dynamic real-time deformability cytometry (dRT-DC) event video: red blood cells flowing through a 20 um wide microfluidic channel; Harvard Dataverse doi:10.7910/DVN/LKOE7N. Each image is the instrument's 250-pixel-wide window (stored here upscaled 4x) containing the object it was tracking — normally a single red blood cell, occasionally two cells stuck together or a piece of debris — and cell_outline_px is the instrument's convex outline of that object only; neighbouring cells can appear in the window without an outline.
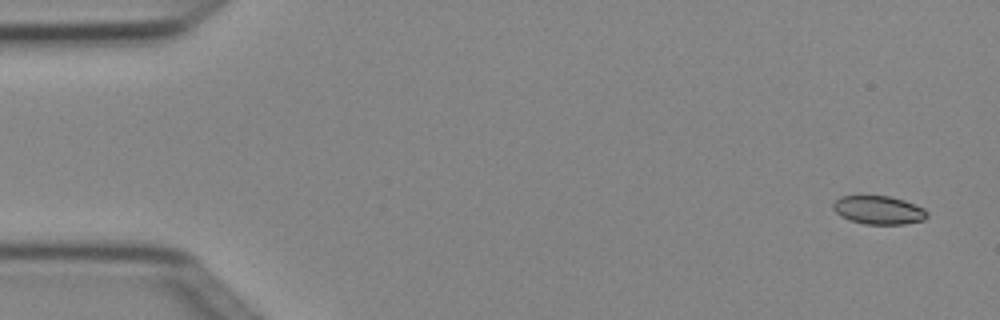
{"species": "Egyptian fruit bat (a non-hibernating species)", "species_latin": "Rousettus aegyptiacus", "temperature_condition": "cold", "stored_images_in_passage": 6, "camera_frame_rate_fps": 3000, "um_per_image_px": 0.085, "animal": {"sex": "female"}, "frame": {"image": 1, "passage_image": 1, "time_ms": 0.0, "image_size_px": [1000, 320], "cell_outline_px": [[928, 216], [924, 220], [904, 224], [864, 224], [840, 216], [832, 208], [832, 204], [840, 196], [888, 196], [904, 200], [916, 204], [924, 208], [928, 212]], "centroid_in_image_um": [74.7, 17.85], "position_along_channel_um": 10.3, "area_um2": 15.61}}
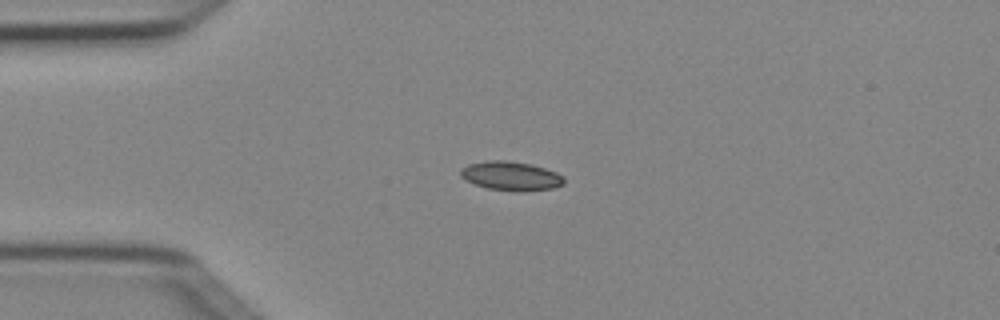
{"frame": {"image": 2, "passage_image": 4, "time_ms": 1.0, "image_size_px": [1000, 320], "cell_outline_px": [[564, 184], [552, 188], [524, 192], [520, 192], [488, 188], [464, 180], [460, 176], [460, 168], [468, 164], [488, 160], [504, 160], [532, 164], [556, 172], [564, 176]], "centroid_in_image_um": [43.42, 14.95], "position_along_channel_um": 41.6, "area_um2": 17.63}}
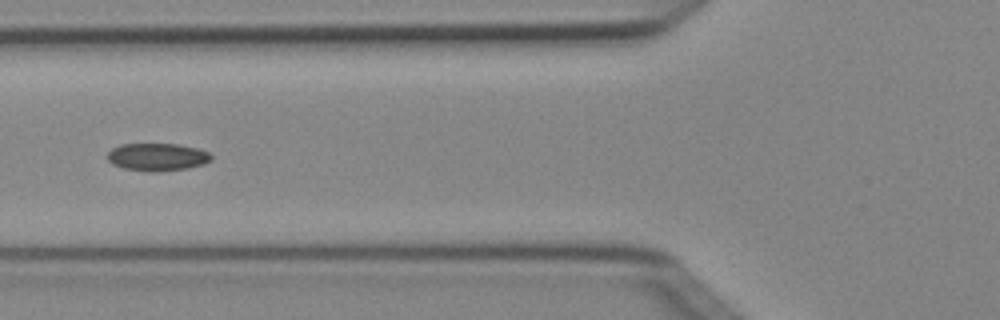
{"frame": {"image": 3, "passage_image": 6, "time_ms": 1.667, "image_size_px": [1000, 320], "cell_outline_px": [[212, 160], [204, 164], [188, 168], [156, 172], [152, 172], [124, 168], [112, 164], [108, 160], [108, 152], [112, 148], [120, 144], [176, 144], [196, 148], [208, 152], [212, 156]], "centroid_in_image_um": [13.37, 13.35], "position_along_channel_um": 112.4, "area_um2": 16.7}}